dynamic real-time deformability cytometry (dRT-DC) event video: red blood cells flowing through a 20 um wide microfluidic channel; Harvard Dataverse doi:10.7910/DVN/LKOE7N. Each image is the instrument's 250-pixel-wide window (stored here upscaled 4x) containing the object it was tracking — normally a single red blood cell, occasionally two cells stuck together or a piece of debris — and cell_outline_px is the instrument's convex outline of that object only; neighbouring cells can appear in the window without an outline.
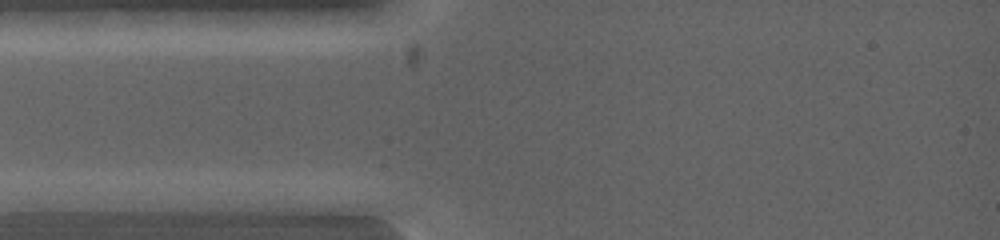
{"species": "common noctule bat (a hibernating species)", "species_latin": "Nyctalus noctula", "temperature_condition": "warm", "stored_images_in_passage": 3, "camera_frame_rate_fps": 5000, "um_per_image_px": 0.085, "animal": {"sex": "female", "body_mass_g": 19.0, "forearm_length_mm": 53.3}, "frame": {"image": 1, "passage_image": 1, "time_ms": 0.0, "image_size_px": [1000, 240], "cell_outline_px": [[124, 200], [96, 212], [28, 212], [16, 200], [16, 192], [96, 192]], "centroid_in_image_um": [5.53, 17.14], "position_along_channel_um": 79.5, "area_um2": 13.06}}